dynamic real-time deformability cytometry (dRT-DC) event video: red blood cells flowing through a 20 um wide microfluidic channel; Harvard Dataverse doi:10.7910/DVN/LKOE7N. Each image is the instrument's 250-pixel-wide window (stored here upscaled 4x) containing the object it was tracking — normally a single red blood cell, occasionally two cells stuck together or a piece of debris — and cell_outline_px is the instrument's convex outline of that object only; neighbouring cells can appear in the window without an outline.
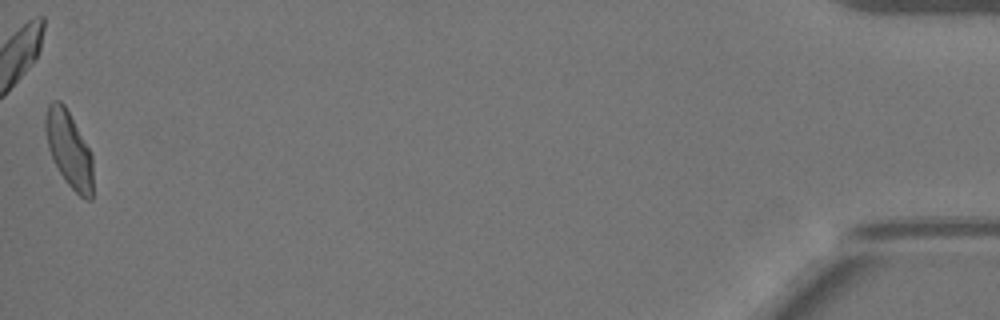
{"species": "Egyptian fruit bat (a non-hibernating species)", "species_latin": "Rousettus aegyptiacus", "temperature_condition": "warm", "stored_images_in_passage": 50, "camera_frame_rate_fps": 3000, "um_per_image_px": 0.085, "animal": {"sex": "female"}, "frame": {"image": 1, "passage_image": 50, "time_ms": 16.333, "image_size_px": [1000, 320], "cell_outline_px": [[92, 200], [84, 200], [64, 180], [48, 148], [44, 128], [44, 120], [48, 104], [52, 100], [60, 100], [64, 104], [88, 148], [92, 156]], "centroid_in_image_um": [5.84, 12.69], "position_along_channel_um": 429.4, "area_um2": 20.81}, "authors_computed_cell_mechanics": {"area_um2": 21.5883, "velocity_mm_per_s": 3.9389, "shape_relaxation_time_tau1_ms": 5.7808, "shape_relaxation_time_tau2_ms": 0.7673, "deformation_change_tau1": 0.1551, "deformation_change_tau2": 0.0646}}